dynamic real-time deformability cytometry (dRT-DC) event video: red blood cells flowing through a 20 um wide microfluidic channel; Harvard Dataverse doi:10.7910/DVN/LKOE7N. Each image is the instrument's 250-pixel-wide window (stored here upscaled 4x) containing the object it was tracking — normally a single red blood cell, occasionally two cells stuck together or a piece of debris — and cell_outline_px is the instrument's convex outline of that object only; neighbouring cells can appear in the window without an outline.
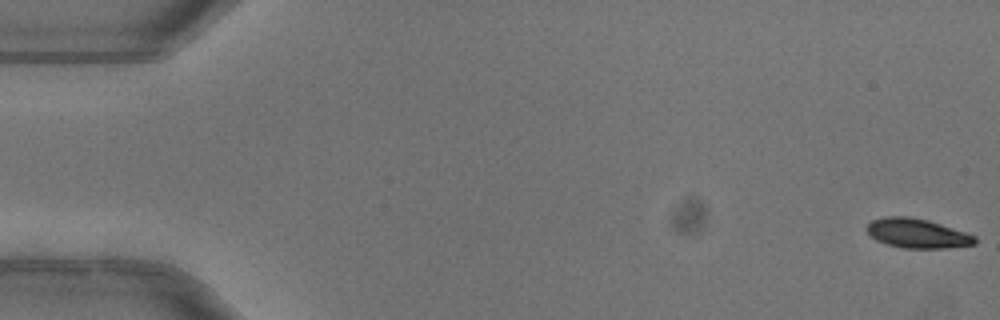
{"species": "common noctule bat (a hibernating species)", "species_latin": "Nyctalus noctula", "temperature_condition": "warm", "stored_images_in_passage": 52, "camera_frame_rate_fps": 3000, "um_per_image_px": 0.085, "animal": {"sex": "female"}, "frame": {"image": 1, "passage_image": 1, "time_ms": 0.0, "image_size_px": [1000, 320], "cell_outline_px": [[976, 244], [944, 248], [904, 248], [888, 244], [876, 240], [868, 232], [868, 224], [872, 220], [884, 216], [908, 216], [928, 220], [976, 236]], "centroid_in_image_um": [77.96, 19.83], "position_along_channel_um": 7.0, "area_um2": 18.26}}
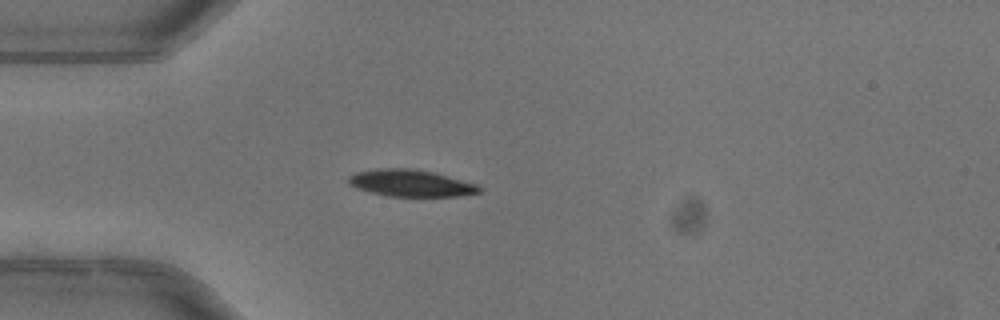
{"frame": {"image": 2, "passage_image": 15, "time_ms": 4.667, "image_size_px": [1000, 320], "cell_outline_px": [[484, 188], [480, 192], [460, 196], [388, 196], [356, 188], [348, 180], [348, 176], [352, 172], [376, 168], [408, 168], [432, 172], [476, 184]], "centroid_in_image_um": [34.9, 15.56], "position_along_channel_um": 50.1, "area_um2": 20.35}}
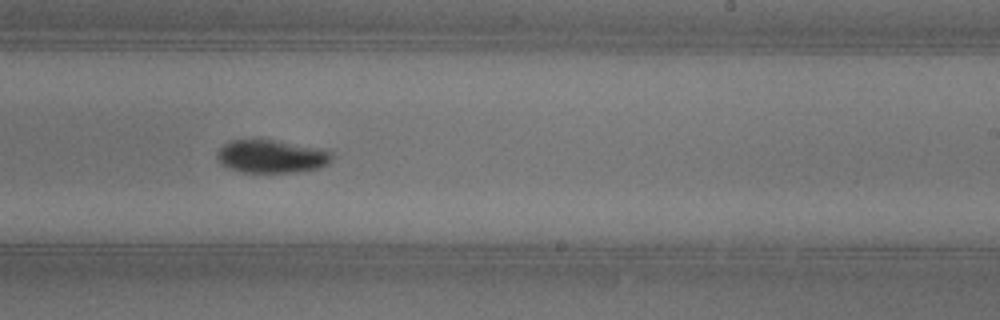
{"frame": {"image": 3, "passage_image": 32, "time_ms": 10.333, "image_size_px": [1000, 320], "cell_outline_px": [[336, 156], [328, 164], [320, 168], [296, 172], [244, 172], [224, 168], [220, 164], [216, 156], [216, 152], [228, 140], [272, 140], [328, 148]], "centroid_in_image_um": [23.12, 13.29], "position_along_channel_um": 265.9, "area_um2": 22.72}, "authors_computed_cell_mechanics": {"area_um2": 20.3745, "velocity_mm_per_s": 4.0208, "shape_relaxation_time_tau1_ms": 2.9138, "shape_relaxation_time_tau2_ms": null, "deformation_change_tau1": 0.1233, "deformation_change_tau2": null}}